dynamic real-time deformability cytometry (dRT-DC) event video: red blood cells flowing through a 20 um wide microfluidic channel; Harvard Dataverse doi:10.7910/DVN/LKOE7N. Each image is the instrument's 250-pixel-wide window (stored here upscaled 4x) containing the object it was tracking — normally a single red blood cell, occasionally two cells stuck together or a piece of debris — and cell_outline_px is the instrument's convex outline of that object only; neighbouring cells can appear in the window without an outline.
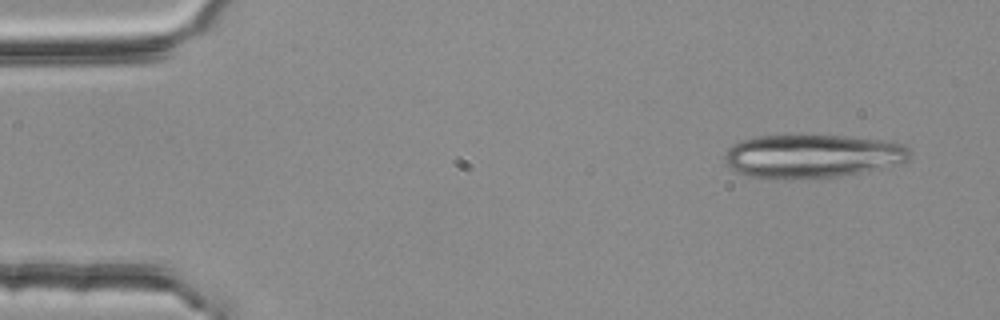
{"species": "common noctule bat (a hibernating species)", "species_latin": "Nyctalus noctula", "temperature_condition": "room temperature", "stored_images_in_passage": 4, "segment_of_instrument_passage": [1, 2], "camera_frame_rate_fps": 3000, "um_per_image_px": 0.085, "animal": {"sex": "female", "body_mass_g": 25.1}, "frame": {"image": 1, "passage_image": 1, "time_ms": 0.0, "image_size_px": [1000, 320], "cell_outline_px": [[912, 152], [908, 160], [896, 164], [880, 168], [840, 176], [748, 176], [736, 172], [724, 164], [724, 156], [728, 148], [732, 144], [740, 140], [756, 136], [844, 136], [884, 140], [900, 144], [908, 148]], "centroid_in_image_um": [69.02, 13.23], "position_along_channel_um": 16.0, "area_um2": 45.78}}